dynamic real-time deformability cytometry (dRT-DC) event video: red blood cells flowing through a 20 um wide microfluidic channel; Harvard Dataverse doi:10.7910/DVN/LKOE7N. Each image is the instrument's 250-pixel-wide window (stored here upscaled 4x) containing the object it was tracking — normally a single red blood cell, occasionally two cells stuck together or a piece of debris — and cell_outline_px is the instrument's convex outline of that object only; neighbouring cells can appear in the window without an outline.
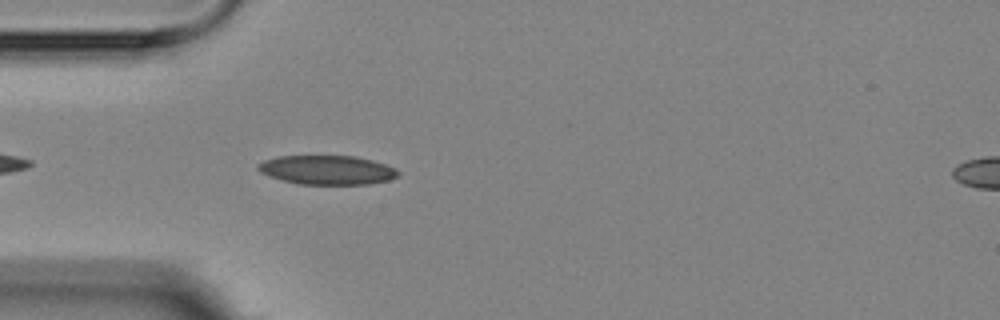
{"species": "Egyptian fruit bat (a non-hibernating species)", "species_latin": "Rousettus aegyptiacus", "temperature_condition": "room temperature", "stored_images_in_passage": 2, "camera_frame_rate_fps": 3000, "um_per_image_px": 0.085, "animal": {"sex": "female"}, "frame": {"image": 1, "passage_image": 2, "time_ms": 1.0, "image_size_px": [1000, 320], "cell_outline_px": [[400, 176], [388, 180], [368, 184], [300, 184], [284, 180], [260, 172], [256, 168], [256, 164], [264, 160], [276, 156], [356, 156], [372, 160], [396, 168], [400, 172]], "centroid_in_image_um": [27.82, 14.44], "position_along_channel_um": 57.2, "area_um2": 23.76}}